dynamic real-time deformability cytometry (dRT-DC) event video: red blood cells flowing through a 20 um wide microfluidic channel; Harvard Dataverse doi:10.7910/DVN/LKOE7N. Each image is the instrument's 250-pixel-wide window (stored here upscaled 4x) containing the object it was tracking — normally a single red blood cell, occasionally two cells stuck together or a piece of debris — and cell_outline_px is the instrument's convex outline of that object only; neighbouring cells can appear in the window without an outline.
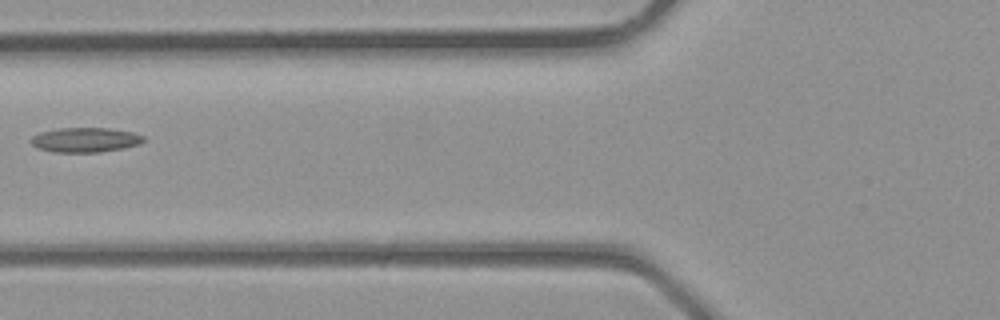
{"species": "common noctule bat (a hibernating species)", "species_latin": "Nyctalus noctula", "temperature_condition": "room temperature", "stored_images_in_passage": 2, "camera_frame_rate_fps": 3000, "um_per_image_px": 0.085, "animal": {"sex": "male", "body_mass_g": 23.1, "forearm_length_mm": 52.7}, "frame": {"image": 1, "passage_image": 2, "time_ms": 0.333, "image_size_px": [1000, 320], "cell_outline_px": [[144, 140], [140, 144], [100, 152], [56, 152], [40, 148], [32, 144], [28, 140], [32, 136], [40, 132], [60, 128], [108, 128], [132, 132], [144, 136]], "centroid_in_image_um": [7.23, 11.88], "position_along_channel_um": 118.6, "area_um2": 16.01}}